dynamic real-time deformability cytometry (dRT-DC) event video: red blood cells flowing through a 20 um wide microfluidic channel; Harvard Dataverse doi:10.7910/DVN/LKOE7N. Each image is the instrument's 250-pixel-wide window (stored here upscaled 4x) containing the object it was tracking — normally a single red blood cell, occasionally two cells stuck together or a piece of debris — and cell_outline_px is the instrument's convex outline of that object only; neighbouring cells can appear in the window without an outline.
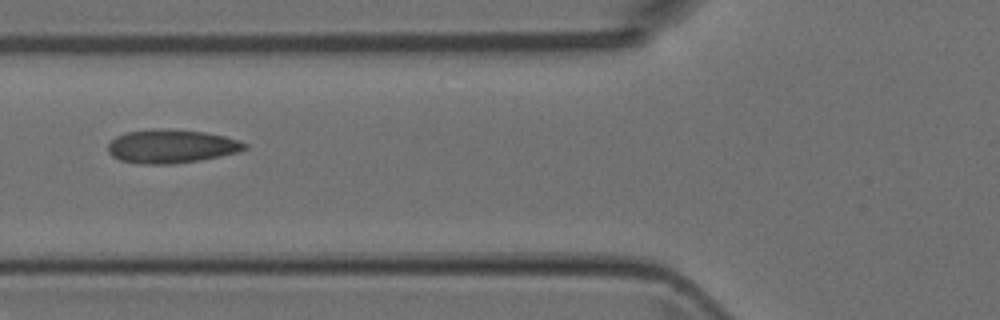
{"species": "Egyptian fruit bat (a non-hibernating species)", "species_latin": "Rousettus aegyptiacus", "temperature_condition": "room temperature", "stored_images_in_passage": 7, "camera_frame_rate_fps": 3000, "um_per_image_px": 0.085, "animal": {"sex": "female"}, "frame": {"image": 1, "passage_image": 7, "time_ms": 2.0, "image_size_px": [1000, 320], "cell_outline_px": [[248, 148], [236, 152], [196, 160], [172, 164], [140, 164], [120, 160], [112, 156], [108, 152], [108, 144], [116, 136], [124, 132], [152, 128], [160, 128], [204, 132], [224, 136], [248, 144]], "centroid_in_image_um": [14.49, 12.42], "position_along_channel_um": 111.3, "area_um2": 26.59}}